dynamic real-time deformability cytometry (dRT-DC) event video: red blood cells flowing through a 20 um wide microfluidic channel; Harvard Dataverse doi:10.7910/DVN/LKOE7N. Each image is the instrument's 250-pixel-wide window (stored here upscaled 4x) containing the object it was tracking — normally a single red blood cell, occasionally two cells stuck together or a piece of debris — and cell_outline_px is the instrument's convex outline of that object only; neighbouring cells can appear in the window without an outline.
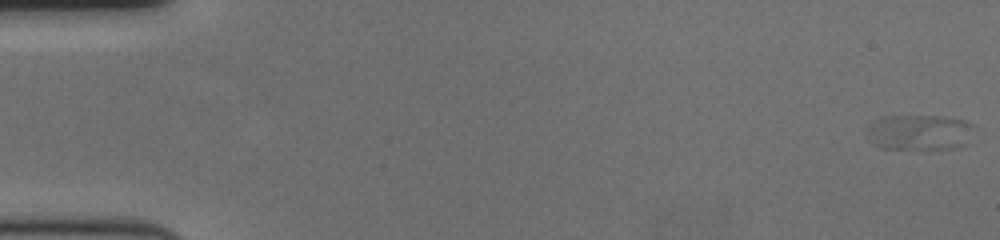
{"species": "human", "species_latin": "Homo sapiens", "temperature_condition": "cold", "stored_images_in_passage": 55, "camera_frame_rate_fps": 3000, "um_per_image_px": 0.085, "donor": {"sex": "female"}, "frame": {"image": 1, "passage_image": 1, "time_ms": 0.0, "image_size_px": [1000, 240], "cell_outline_px": [[972, 124], [952, 148], [880, 148], [872, 144], [868, 136], [868, 124], [872, 120], [880, 116], [944, 116], [968, 120]], "centroid_in_image_um": [77.92, 11.19], "position_along_channel_um": 7.1, "area_um2": 21.15}}
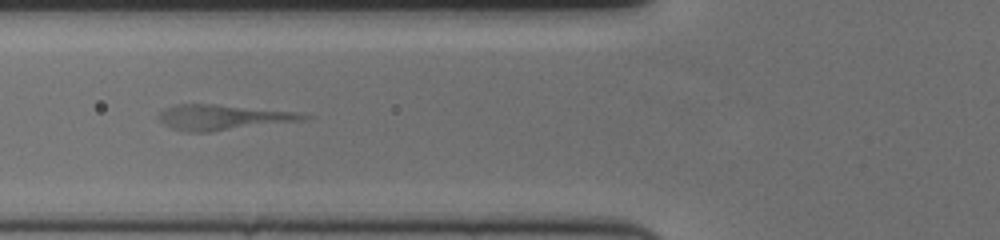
{"frame": {"image": 2, "passage_image": 24, "time_ms": 7.667, "image_size_px": [1000, 240], "cell_outline_px": [[312, 116], [304, 120], [208, 132], [188, 132], [172, 128], [160, 120], [160, 112], [164, 108], [176, 104], [216, 104], [296, 112]], "centroid_in_image_um": [18.94, 9.96], "position_along_channel_um": 106.9, "area_um2": 21.04}}
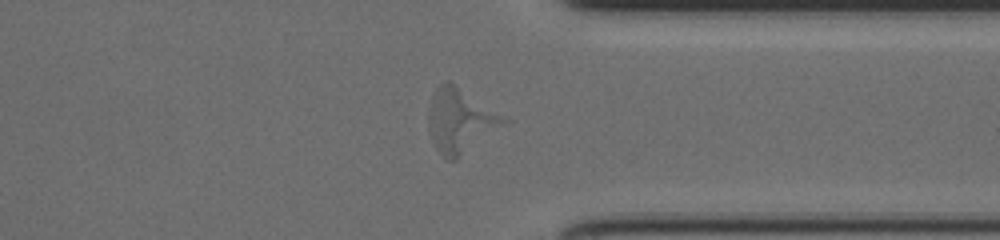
{"frame": {"image": 3, "passage_image": 47, "time_ms": 15.333, "image_size_px": [1000, 240], "cell_outline_px": [[512, 120], [456, 160], [448, 160], [436, 148], [432, 140], [428, 120], [428, 112], [432, 96], [436, 88], [444, 80], [448, 80]], "centroid_in_image_um": [39.15, 10.25], "position_along_channel_um": 372.3, "area_um2": 28.09}}